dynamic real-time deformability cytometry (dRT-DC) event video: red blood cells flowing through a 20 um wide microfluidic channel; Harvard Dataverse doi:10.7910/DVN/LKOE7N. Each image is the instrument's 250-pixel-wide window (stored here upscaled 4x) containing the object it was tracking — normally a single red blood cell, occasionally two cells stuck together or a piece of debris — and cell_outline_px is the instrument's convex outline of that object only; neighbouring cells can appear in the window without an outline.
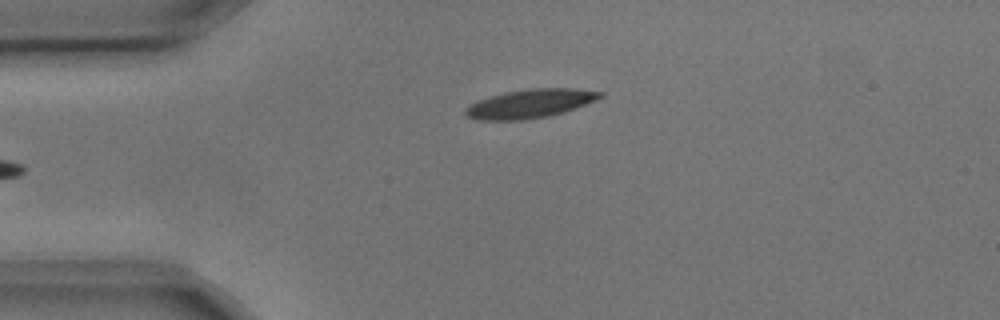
{"species": "common noctule bat (a hibernating species)", "species_latin": "Nyctalus noctula", "temperature_condition": "cold", "stored_images_in_passage": 3, "camera_frame_rate_fps": 3000, "um_per_image_px": 0.085, "animal": {"sex": "male", "body_mass_g": 17.9, "forearm_length_mm": 54.2}, "frame": {"image": 1, "passage_image": 3, "time_ms": 0.667, "image_size_px": [1000, 320], "cell_outline_px": [[604, 96], [596, 100], [576, 108], [564, 112], [548, 116], [524, 120], [480, 120], [468, 116], [464, 112], [472, 104], [480, 100], [504, 92], [532, 88], [572, 88], [604, 92]], "centroid_in_image_um": [45.13, 8.8], "position_along_channel_um": 39.9, "area_um2": 22.31}}